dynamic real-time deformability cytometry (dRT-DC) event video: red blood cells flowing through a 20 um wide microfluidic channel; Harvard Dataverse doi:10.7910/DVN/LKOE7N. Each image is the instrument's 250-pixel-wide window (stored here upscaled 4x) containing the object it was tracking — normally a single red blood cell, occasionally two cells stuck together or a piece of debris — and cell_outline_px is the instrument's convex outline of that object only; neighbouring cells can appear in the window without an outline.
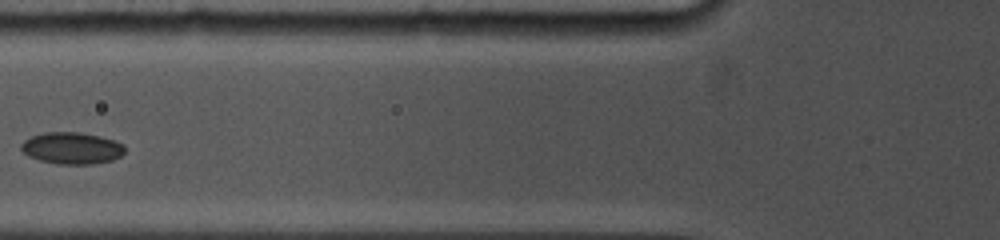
{"species": "common noctule bat (a hibernating species)", "species_latin": "Nyctalus noctula", "temperature_condition": "cold", "stored_images_in_passage": 19, "camera_frame_rate_fps": 5000, "um_per_image_px": 0.085, "animal": {"sex": "female", "body_mass_g": 19.0, "forearm_length_mm": 53.3}, "frame": {"image": 1, "passage_image": 4, "time_ms": 1.8, "image_size_px": [1000, 240], "cell_outline_px": [[124, 152], [120, 156], [112, 160], [92, 164], [56, 164], [40, 160], [28, 156], [20, 148], [20, 144], [24, 140], [32, 136], [44, 132], [80, 132], [100, 136], [116, 140], [124, 144]], "centroid_in_image_um": [6.11, 12.58], "position_along_channel_um": 119.7, "area_um2": 19.31}}